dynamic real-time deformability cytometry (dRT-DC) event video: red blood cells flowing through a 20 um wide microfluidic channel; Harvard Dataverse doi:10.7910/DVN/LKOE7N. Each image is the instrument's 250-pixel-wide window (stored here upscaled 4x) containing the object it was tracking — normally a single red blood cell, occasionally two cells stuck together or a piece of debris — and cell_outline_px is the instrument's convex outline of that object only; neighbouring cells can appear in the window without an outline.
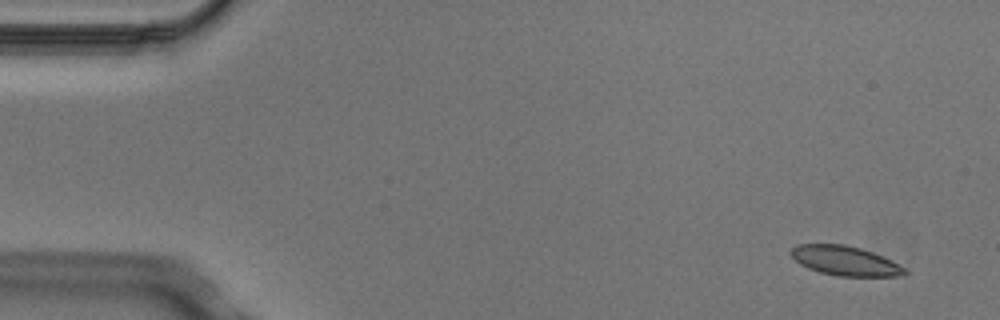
{"species": "Egyptian fruit bat (a non-hibernating species)", "species_latin": "Rousettus aegyptiacus", "temperature_condition": "cold", "stored_images_in_passage": 6, "camera_frame_rate_fps": 3000, "um_per_image_px": 0.085, "animal": {"sex": "male"}, "frame": {"image": 1, "passage_image": 2, "time_ms": 0.333, "image_size_px": [1000, 320], "cell_outline_px": [[908, 272], [904, 276], [836, 276], [820, 272], [808, 268], [800, 264], [788, 252], [796, 244], [844, 244], [860, 248], [872, 252], [892, 260], [904, 268]], "centroid_in_image_um": [71.82, 22.16], "position_along_channel_um": 13.2, "area_um2": 19.59}}
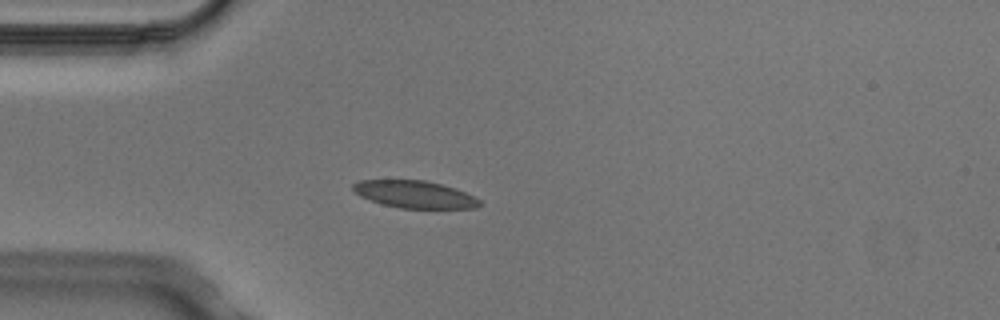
{"frame": {"image": 2, "passage_image": 5, "time_ms": 1.333, "image_size_px": [1000, 320], "cell_outline_px": [[480, 204], [476, 208], [400, 208], [384, 204], [360, 196], [352, 188], [352, 184], [360, 180], [424, 180], [456, 188], [480, 200]], "centroid_in_image_um": [35.24, 16.51], "position_along_channel_um": 49.8, "area_um2": 19.83}}